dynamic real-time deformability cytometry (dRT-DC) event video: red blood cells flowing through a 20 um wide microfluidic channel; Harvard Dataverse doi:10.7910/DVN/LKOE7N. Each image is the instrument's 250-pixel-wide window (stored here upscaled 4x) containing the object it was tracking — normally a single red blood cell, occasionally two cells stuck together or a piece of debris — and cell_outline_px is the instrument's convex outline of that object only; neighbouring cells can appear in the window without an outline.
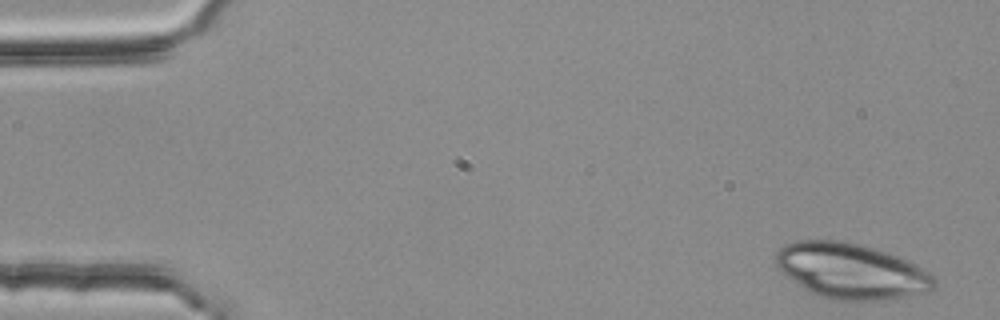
{"species": "common noctule bat (a hibernating species)", "species_latin": "Nyctalus noctula", "temperature_condition": "room temperature", "stored_images_in_passage": 50, "camera_frame_rate_fps": 3000, "um_per_image_px": 0.085, "animal": {"sex": "female", "body_mass_g": 25.1}, "frame": {"image": 1, "passage_image": 1, "time_ms": 0.0, "image_size_px": [1000, 320], "cell_outline_px": [[936, 288], [928, 292], [884, 300], [832, 300], [820, 296], [796, 284], [772, 260], [776, 252], [784, 244], [796, 240], [836, 240], [860, 244], [876, 248], [908, 260], [928, 272], [936, 280]], "centroid_in_image_um": [72.35, 23.03], "position_along_channel_um": 12.7, "area_um2": 51.27}}
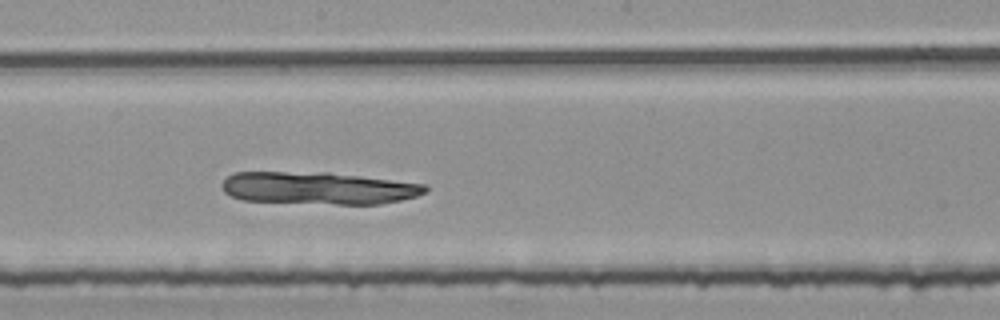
{"frame": {"image": 2, "passage_image": 28, "time_ms": 9.0, "image_size_px": [1000, 320], "cell_outline_px": [[428, 188], [424, 192], [416, 196], [400, 200], [380, 204], [336, 204], [244, 200], [232, 196], [224, 192], [220, 188], [220, 184], [228, 176], [236, 172], [328, 172], [428, 184]], "centroid_in_image_um": [27.06, 15.98], "position_along_channel_um": 221.1, "area_um2": 38.38}}
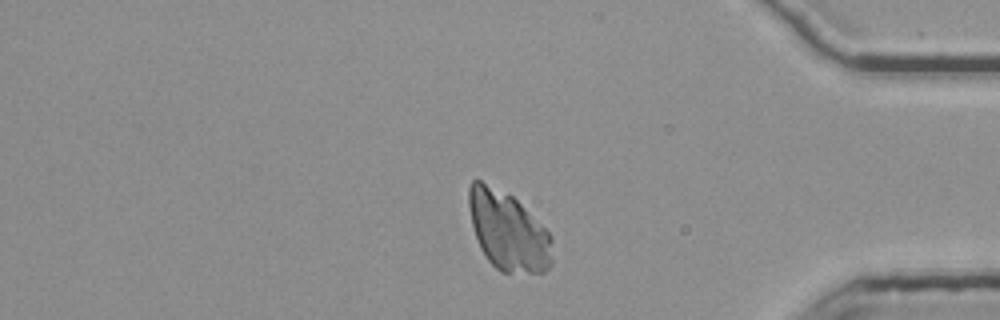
{"frame": {"image": 3, "passage_image": 44, "time_ms": 14.333, "image_size_px": [1000, 320], "cell_outline_px": [[552, 264], [544, 272], [500, 272], [488, 260], [480, 248], [472, 224], [468, 204], [468, 188], [472, 180], [480, 180], [512, 196], [552, 236]], "centroid_in_image_um": [43.17, 19.65], "position_along_channel_um": 392.0, "area_um2": 37.92}}